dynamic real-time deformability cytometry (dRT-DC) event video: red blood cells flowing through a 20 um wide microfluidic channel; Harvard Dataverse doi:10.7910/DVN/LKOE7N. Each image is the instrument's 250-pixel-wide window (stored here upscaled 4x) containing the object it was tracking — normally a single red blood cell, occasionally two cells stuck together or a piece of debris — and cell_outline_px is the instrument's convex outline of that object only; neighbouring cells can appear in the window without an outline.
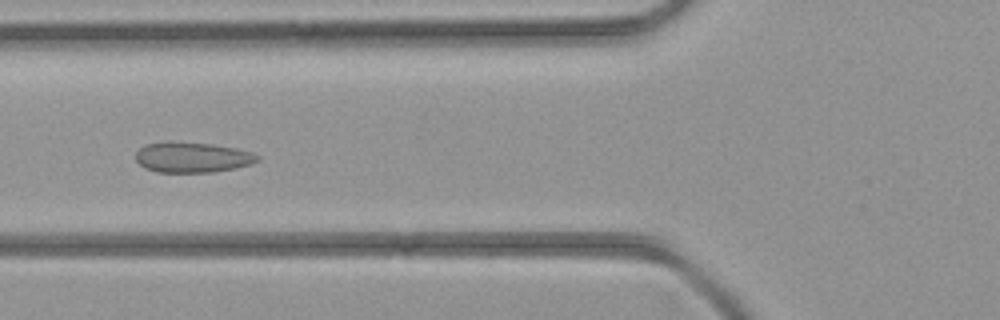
{"species": "common noctule bat (a hibernating species)", "species_latin": "Nyctalus noctula", "temperature_condition": "room temperature", "stored_images_in_passage": 5, "camera_frame_rate_fps": 3000, "um_per_image_px": 0.085, "animal": {"sex": "female", "body_mass_g": 21.9}, "frame": {"image": 1, "passage_image": 5, "time_ms": 4.667, "image_size_px": [1000, 320], "cell_outline_px": [[260, 160], [252, 164], [212, 172], [156, 172], [144, 168], [136, 160], [136, 152], [144, 144], [212, 144], [236, 148], [252, 152], [260, 156]], "centroid_in_image_um": [16.39, 13.41], "position_along_channel_um": 109.4, "area_um2": 20.87}}